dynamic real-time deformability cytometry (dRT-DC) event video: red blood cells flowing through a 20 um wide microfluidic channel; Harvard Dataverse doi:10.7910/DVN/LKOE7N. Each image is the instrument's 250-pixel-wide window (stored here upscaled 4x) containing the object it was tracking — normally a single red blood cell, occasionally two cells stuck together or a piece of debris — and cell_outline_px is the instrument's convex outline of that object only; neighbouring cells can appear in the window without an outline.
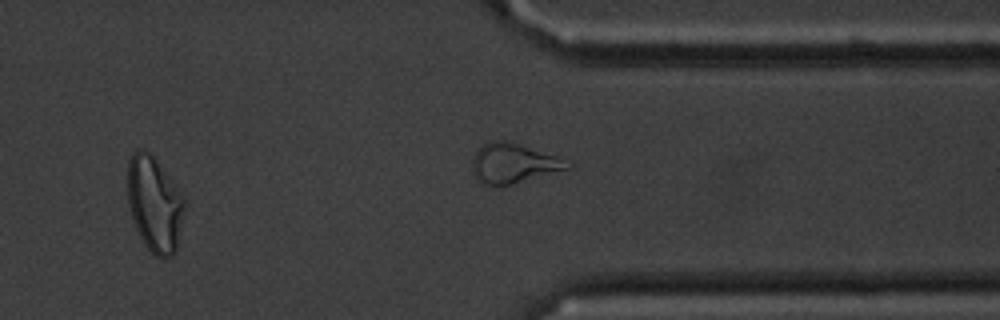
{"species": "common noctule bat (a hibernating species)", "species_latin": "Nyctalus noctula", "temperature_condition": "cold", "stored_images_in_passage": 38, "segment_of_instrument_passage": [2, 2], "camera_frame_rate_fps": 3000, "um_per_image_px": 0.085, "animal": {"sex": "male", "body_mass_g": 20.1, "forearm_length_mm": 53.5}, "frame": {"image": 1, "passage_image": 29, "time_ms": 9.333, "image_size_px": [1000, 320], "cell_outline_px": [[188, 204], [176, 252], [168, 256], [156, 256], [144, 244], [136, 228], [128, 204], [128, 160], [132, 152], [140, 148], [144, 148], [156, 160], [184, 196]], "centroid_in_image_um": [13.17, 17.34], "position_along_channel_um": 398.2, "area_um2": 31.85}}